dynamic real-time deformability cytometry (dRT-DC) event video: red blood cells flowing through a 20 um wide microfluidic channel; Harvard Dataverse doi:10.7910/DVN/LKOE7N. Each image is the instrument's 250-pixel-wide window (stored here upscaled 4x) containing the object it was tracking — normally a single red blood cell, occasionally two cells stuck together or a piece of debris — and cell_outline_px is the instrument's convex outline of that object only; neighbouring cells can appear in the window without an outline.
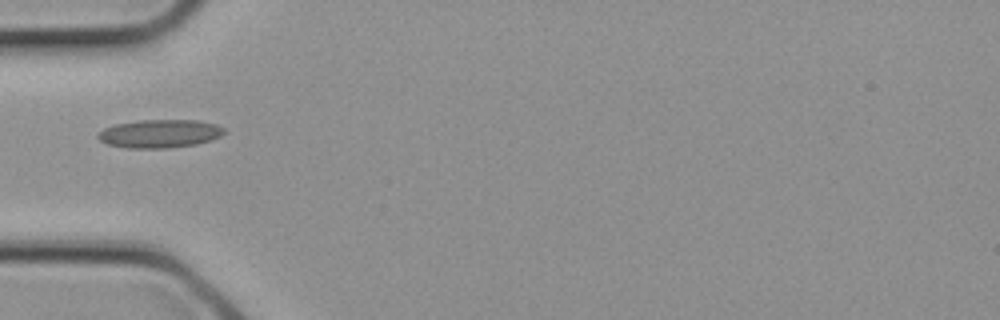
{"species": "common noctule bat (a hibernating species)", "species_latin": "Nyctalus noctula", "temperature_condition": "cold", "stored_images_in_passage": 3, "camera_frame_rate_fps": 3000, "um_per_image_px": 0.085, "animal": {"sex": "female", "body_mass_g": 21.9}, "frame": {"image": 1, "passage_image": 3, "time_ms": 0.667, "image_size_px": [1000, 320], "cell_outline_px": [[224, 132], [220, 136], [212, 140], [196, 144], [164, 148], [124, 148], [108, 144], [100, 140], [96, 136], [104, 128], [116, 124], [140, 120], [196, 120], [216, 124], [224, 128]], "centroid_in_image_um": [13.57, 11.36], "position_along_channel_um": 71.4, "area_um2": 20.69}}